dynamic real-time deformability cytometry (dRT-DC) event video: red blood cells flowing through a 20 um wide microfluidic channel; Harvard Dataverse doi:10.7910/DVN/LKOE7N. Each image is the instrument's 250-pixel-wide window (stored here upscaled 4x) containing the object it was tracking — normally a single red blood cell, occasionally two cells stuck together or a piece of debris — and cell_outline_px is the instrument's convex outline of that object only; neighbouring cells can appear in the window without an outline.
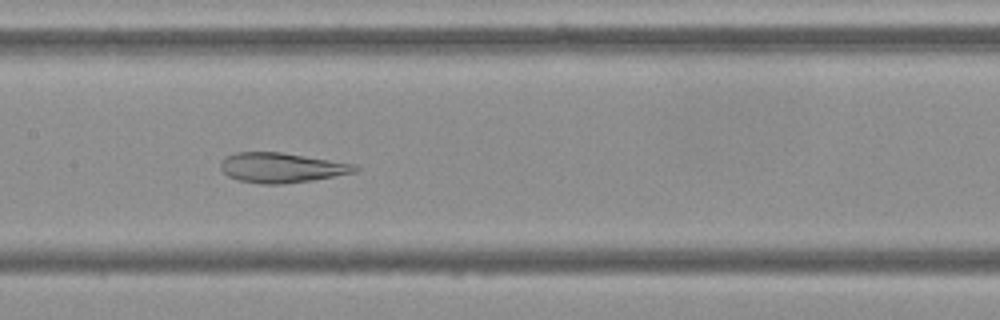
{"species": "Egyptian fruit bat (a non-hibernating species)", "species_latin": "Rousettus aegyptiacus", "temperature_condition": "cold", "stored_images_in_passage": 54, "camera_frame_rate_fps": 3000, "um_per_image_px": 0.085, "frame": {"image": 1, "passage_image": 26, "time_ms": 8.333, "image_size_px": [1000, 320], "cell_outline_px": [[360, 168], [356, 172], [312, 180], [280, 184], [260, 184], [240, 180], [228, 176], [220, 168], [220, 164], [228, 156], [236, 152], [280, 152], [356, 164]], "centroid_in_image_um": [23.95, 14.25], "position_along_channel_um": 183.4, "area_um2": 23.18}}
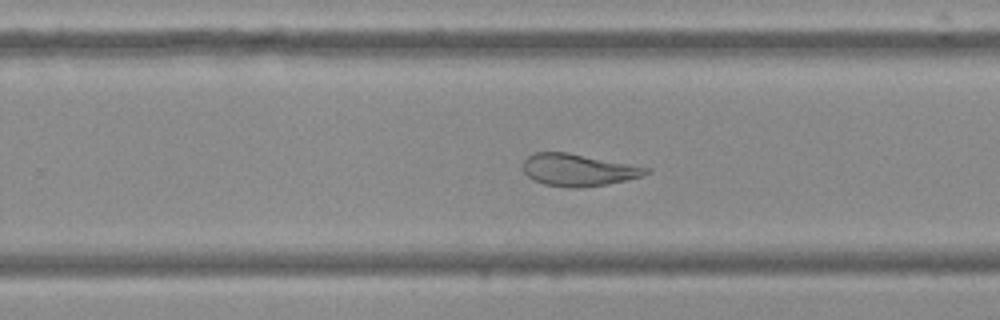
{"frame": {"image": 2, "passage_image": 34, "time_ms": 11.0, "image_size_px": [1000, 320], "cell_outline_px": [[652, 172], [640, 176], [608, 184], [576, 188], [572, 188], [544, 184], [528, 176], [524, 172], [524, 160], [532, 152], [568, 152], [652, 168]], "centroid_in_image_um": [49.17, 14.43], "position_along_channel_um": 280.6, "area_um2": 22.95}}
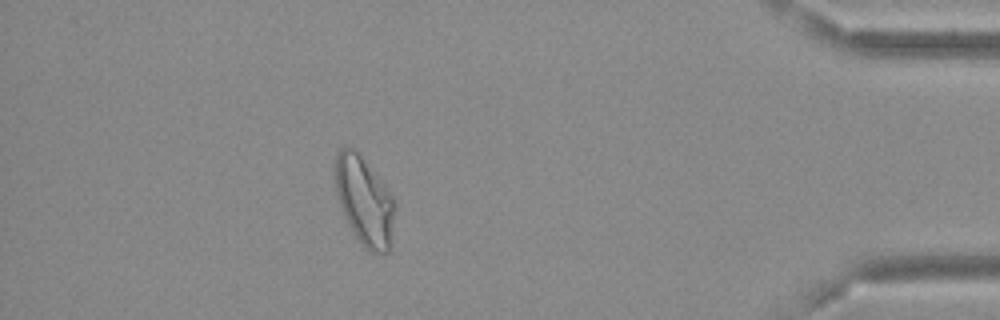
{"frame": {"image": 3, "passage_image": 48, "time_ms": 15.667, "image_size_px": [1000, 320], "cell_outline_px": [[396, 208], [388, 252], [368, 252], [364, 248], [352, 232], [344, 216], [340, 204], [336, 188], [336, 156], [340, 148], [356, 148], [384, 184], [392, 196], [396, 204]], "centroid_in_image_um": [30.99, 17.09], "position_along_channel_um": 404.2, "area_um2": 30.58}, "authors_computed_cell_mechanics": {"area_um2": 29.6514, "velocity_mm_per_s": 3.6536, "shape_relaxation_time_tau1_ms": null, "shape_relaxation_time_tau2_ms": 2.4288, "deformation_change_tau1": null, "deformation_change_tau2": 0.087}}